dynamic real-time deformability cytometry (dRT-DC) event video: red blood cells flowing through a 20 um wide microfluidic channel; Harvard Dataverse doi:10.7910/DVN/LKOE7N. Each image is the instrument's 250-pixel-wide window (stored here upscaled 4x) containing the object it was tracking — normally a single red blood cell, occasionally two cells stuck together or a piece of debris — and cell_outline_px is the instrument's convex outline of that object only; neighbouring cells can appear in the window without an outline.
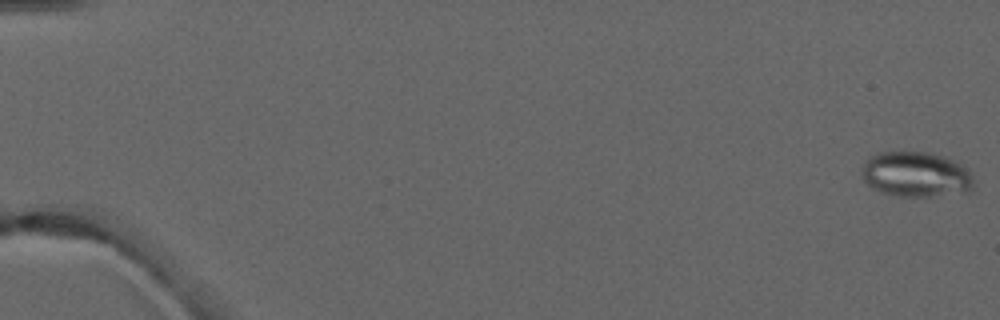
{"species": "common noctule bat (a hibernating species)", "species_latin": "Nyctalus noctula", "temperature_condition": "warm", "stored_images_in_passage": 6, "camera_frame_rate_fps": 3000, "um_per_image_px": 0.085, "animal": {"sex": "male", "forearm_length_mm": 52.5}, "frame": {"image": 1, "passage_image": 1, "time_ms": 0.0, "image_size_px": [1000, 320], "cell_outline_px": [[972, 188], [964, 192], [928, 196], [896, 196], [880, 192], [872, 188], [864, 180], [864, 160], [868, 156], [876, 152], [928, 152], [944, 156], [964, 164], [968, 168], [972, 176]], "centroid_in_image_um": [77.85, 14.8], "position_along_channel_um": 7.1, "area_um2": 29.54}}